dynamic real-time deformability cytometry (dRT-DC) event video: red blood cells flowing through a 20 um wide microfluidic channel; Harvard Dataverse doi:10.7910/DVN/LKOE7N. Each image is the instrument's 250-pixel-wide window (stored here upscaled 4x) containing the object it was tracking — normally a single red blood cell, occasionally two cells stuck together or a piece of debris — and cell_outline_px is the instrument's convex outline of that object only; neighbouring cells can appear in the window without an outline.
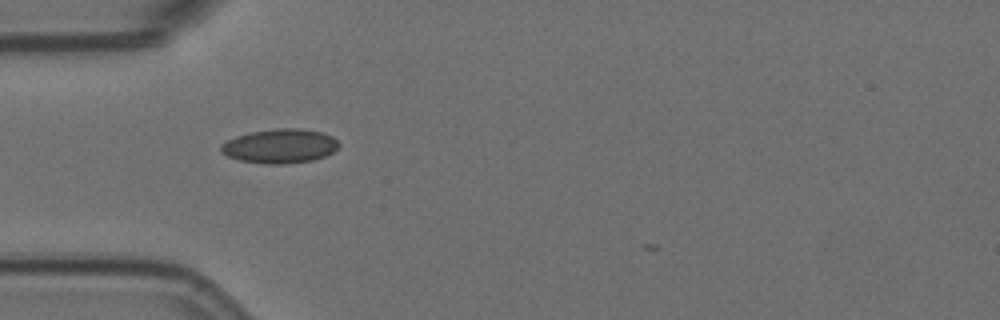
{"species": "Egyptian fruit bat (a non-hibernating species)", "species_latin": "Rousettus aegyptiacus", "temperature_condition": "room temperature", "stored_images_in_passage": 5, "camera_frame_rate_fps": 3000, "um_per_image_px": 0.085, "animal": {"sex": "female"}, "frame": {"image": 1, "passage_image": 1, "time_ms": 0.0, "image_size_px": [1000, 320], "cell_outline_px": [[340, 144], [332, 152], [324, 156], [312, 160], [284, 164], [268, 164], [240, 160], [228, 156], [220, 152], [220, 144], [236, 136], [252, 132], [276, 128], [296, 128], [324, 132], [332, 136]], "centroid_in_image_um": [23.78, 12.41], "position_along_channel_um": 61.2, "area_um2": 23.41}}
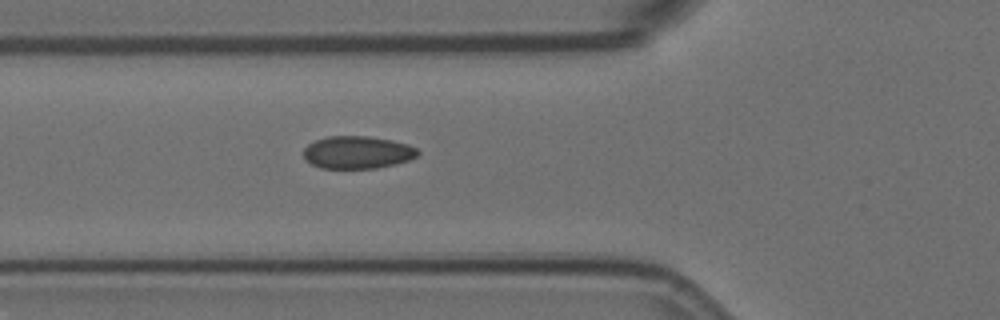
{"frame": {"image": 2, "passage_image": 4, "time_ms": 1.0, "image_size_px": [1000, 320], "cell_outline_px": [[420, 152], [416, 156], [408, 160], [396, 164], [376, 168], [320, 168], [312, 164], [304, 156], [304, 148], [308, 144], [316, 140], [328, 136], [368, 136], [392, 140], [408, 144], [416, 148]], "centroid_in_image_um": [30.39, 12.94], "position_along_channel_um": 95.4, "area_um2": 21.62}}